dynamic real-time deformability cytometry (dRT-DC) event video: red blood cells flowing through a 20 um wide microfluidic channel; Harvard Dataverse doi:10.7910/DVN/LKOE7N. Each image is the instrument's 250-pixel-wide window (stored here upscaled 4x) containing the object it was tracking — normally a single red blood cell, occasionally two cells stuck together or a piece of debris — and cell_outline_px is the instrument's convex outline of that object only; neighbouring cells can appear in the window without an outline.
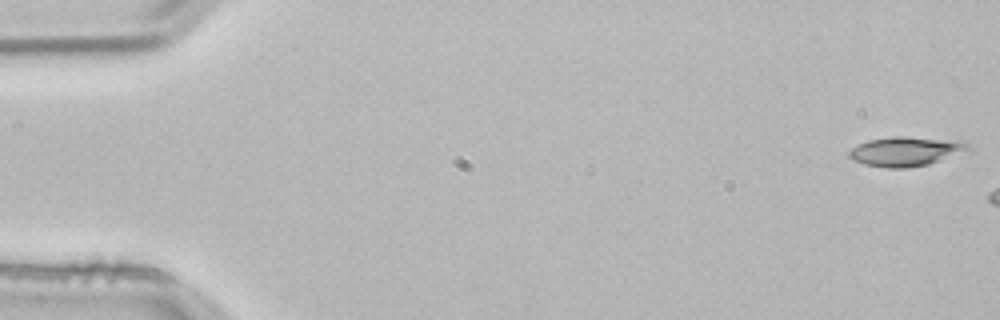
{"species": "common noctule bat (a hibernating species)", "species_latin": "Nyctalus noctula", "temperature_condition": "room temperature", "stored_images_in_passage": 3, "camera_frame_rate_fps": 3000, "um_per_image_px": 0.085, "animal": {"sex": "male", "body_mass_g": 21.5, "forearm_length_mm": 52.0}, "frame": {"image": 1, "passage_image": 1, "time_ms": 0.0, "image_size_px": [1000, 320], "cell_outline_px": [[972, 152], [928, 164], [904, 168], [884, 168], [864, 164], [852, 160], [848, 156], [848, 152], [852, 148], [868, 140], [896, 136], [900, 136], [964, 140], [972, 148]], "centroid_in_image_um": [77.1, 12.87], "position_along_channel_um": 7.9, "area_um2": 20.92}}